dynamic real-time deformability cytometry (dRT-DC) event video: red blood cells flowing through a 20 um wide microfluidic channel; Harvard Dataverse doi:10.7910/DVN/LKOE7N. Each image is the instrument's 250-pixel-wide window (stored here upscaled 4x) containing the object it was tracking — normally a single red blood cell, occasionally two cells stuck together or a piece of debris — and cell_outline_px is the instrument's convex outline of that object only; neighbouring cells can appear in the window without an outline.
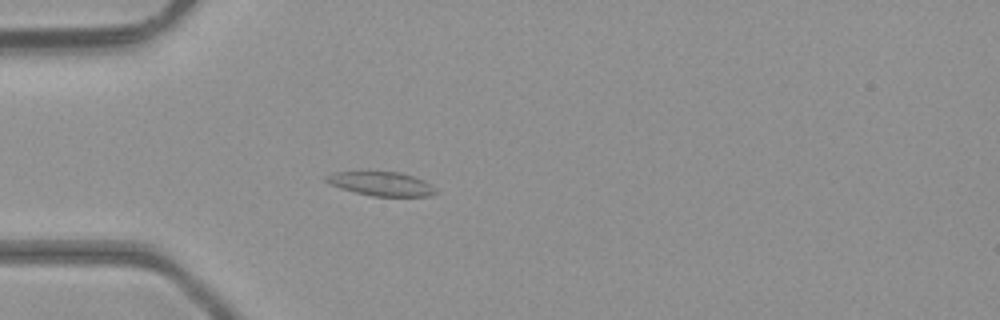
{"species": "common noctule bat (a hibernating species)", "species_latin": "Nyctalus noctula", "temperature_condition": "room temperature", "stored_images_in_passage": 47, "camera_frame_rate_fps": 3000, "um_per_image_px": 0.085, "animal": {"sex": "male", "body_mass_g": 23.1, "forearm_length_mm": 52.7}, "frame": {"image": 1, "passage_image": 14, "time_ms": 4.333, "image_size_px": [1000, 320], "cell_outline_px": [[440, 192], [432, 196], [372, 196], [340, 188], [324, 180], [324, 176], [336, 172], [360, 168], [400, 172], [424, 180], [436, 188]], "centroid_in_image_um": [32.38, 15.56], "position_along_channel_um": 52.6, "area_um2": 16.18}}
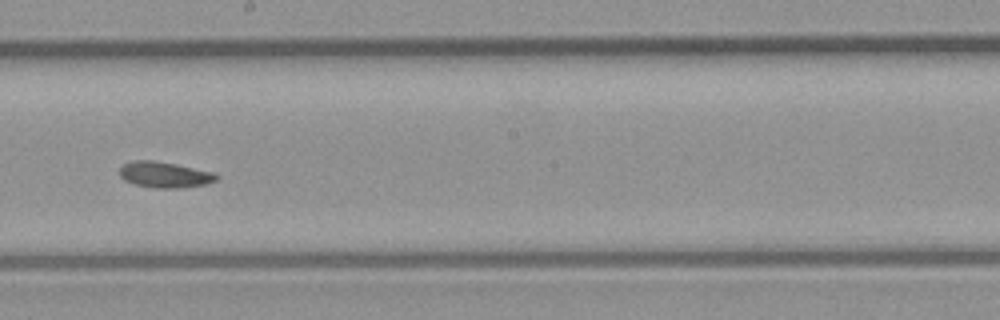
{"frame": {"image": 2, "passage_image": 27, "time_ms": 8.667, "image_size_px": [1000, 320], "cell_outline_px": [[220, 176], [216, 180], [208, 184], [180, 188], [152, 188], [136, 184], [124, 180], [120, 176], [120, 168], [124, 164], [132, 160], [152, 160], [176, 164], [212, 172]], "centroid_in_image_um": [14.0, 14.85], "position_along_channel_um": 234.2, "area_um2": 14.62}}
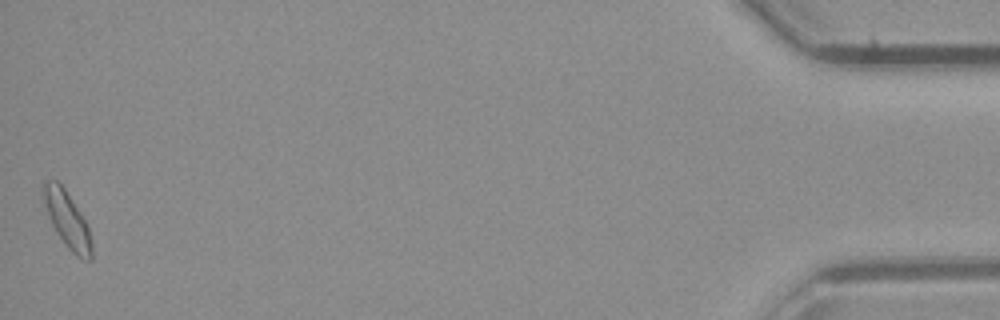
{"frame": {"image": 3, "passage_image": 47, "time_ms": 15.333, "image_size_px": [1000, 320], "cell_outline_px": [[92, 260], [84, 260], [76, 256], [64, 244], [56, 232], [48, 216], [44, 204], [44, 180], [56, 180], [64, 188], [84, 220], [88, 228], [92, 240]], "centroid_in_image_um": [5.73, 18.73], "position_along_channel_um": 429.5, "area_um2": 15.43}, "authors_computed_cell_mechanics": {"area_um2": 14.6234, "velocity_mm_per_s": 4.4095, "shape_relaxation_time_tau1_ms": 5.3315, "shape_relaxation_time_tau2_ms": null, "deformation_change_tau1": 0.1008, "deformation_change_tau2": null}}